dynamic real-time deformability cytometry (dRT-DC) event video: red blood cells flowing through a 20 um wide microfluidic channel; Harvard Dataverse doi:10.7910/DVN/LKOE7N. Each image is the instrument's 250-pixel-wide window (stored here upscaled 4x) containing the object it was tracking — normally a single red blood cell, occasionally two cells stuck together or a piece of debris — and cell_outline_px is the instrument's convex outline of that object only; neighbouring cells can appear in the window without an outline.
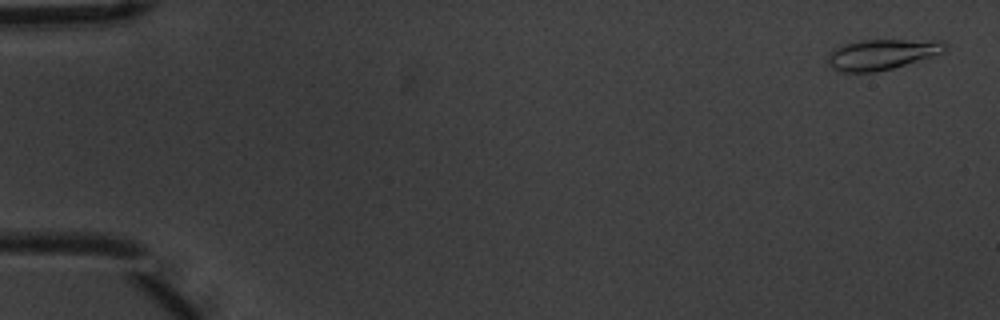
{"species": "common noctule bat (a hibernating species)", "species_latin": "Nyctalus noctula", "temperature_condition": "warm", "stored_images_in_passage": 9, "camera_frame_rate_fps": 3000, "um_per_image_px": 0.085, "animal": {"sex": "male", "body_mass_g": 20.1, "forearm_length_mm": 53.5}, "frame": {"image": 1, "passage_image": 1, "time_ms": 0.0, "image_size_px": [1000, 320], "cell_outline_px": [[948, 44], [940, 52], [932, 56], [892, 68], [872, 72], [836, 72], [828, 64], [828, 52], [844, 44], [860, 40], [940, 40]], "centroid_in_image_um": [74.89, 4.62], "position_along_channel_um": 10.1, "area_um2": 20.63}}
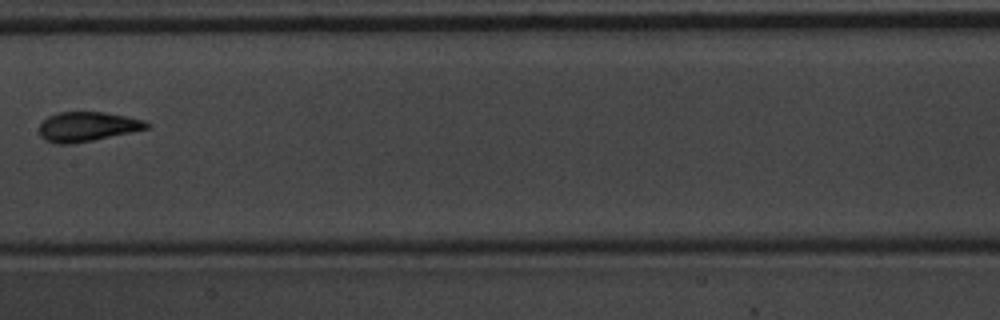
{"frame": {"image": 2, "passage_image": 8, "time_ms": 2.333, "image_size_px": [1000, 320], "cell_outline_px": [[152, 124], [148, 128], [132, 132], [92, 140], [68, 144], [56, 144], [44, 140], [40, 136], [40, 124], [48, 116], [60, 112], [104, 112], [144, 120]], "centroid_in_image_um": [7.42, 10.76], "position_along_channel_um": 200.0, "area_um2": 18.38}}
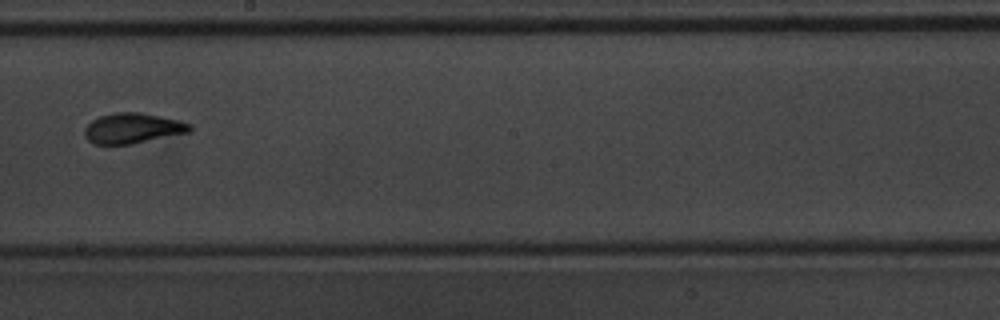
{"frame": {"image": 3, "passage_image": 9, "time_ms": 2.667, "image_size_px": [1000, 320], "cell_outline_px": [[192, 128], [188, 132], [132, 144], [92, 144], [84, 136], [84, 128], [92, 120], [100, 116], [112, 112], [140, 112], [180, 120], [192, 124]], "centroid_in_image_um": [11.25, 10.89], "position_along_channel_um": 236.9, "area_um2": 18.67}}